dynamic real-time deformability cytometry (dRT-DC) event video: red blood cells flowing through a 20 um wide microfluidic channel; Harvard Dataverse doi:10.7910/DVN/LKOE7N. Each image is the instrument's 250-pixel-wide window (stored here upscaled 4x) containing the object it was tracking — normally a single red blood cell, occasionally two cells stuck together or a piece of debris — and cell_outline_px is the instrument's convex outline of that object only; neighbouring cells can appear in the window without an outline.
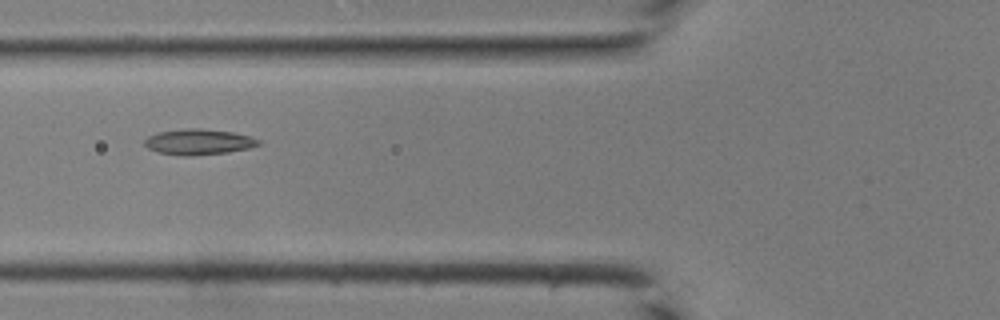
{"species": "common noctule bat (a hibernating species)", "species_latin": "Nyctalus noctula", "temperature_condition": "room temperature", "stored_images_in_passage": 14, "camera_frame_rate_fps": 3000, "um_per_image_px": 0.085, "animal": {"sex": "male", "body_mass_g": 19.0, "forearm_length_mm": 50.8}, "frame": {"image": 1, "passage_image": 6, "time_ms": 1.667, "image_size_px": [1000, 320], "cell_outline_px": [[260, 144], [248, 148], [228, 152], [192, 156], [184, 156], [156, 152], [148, 148], [144, 144], [144, 140], [148, 136], [160, 132], [184, 128], [200, 128], [232, 132], [248, 136], [260, 140]], "centroid_in_image_um": [16.85, 12.06], "position_along_channel_um": 109.0, "area_um2": 16.99}}
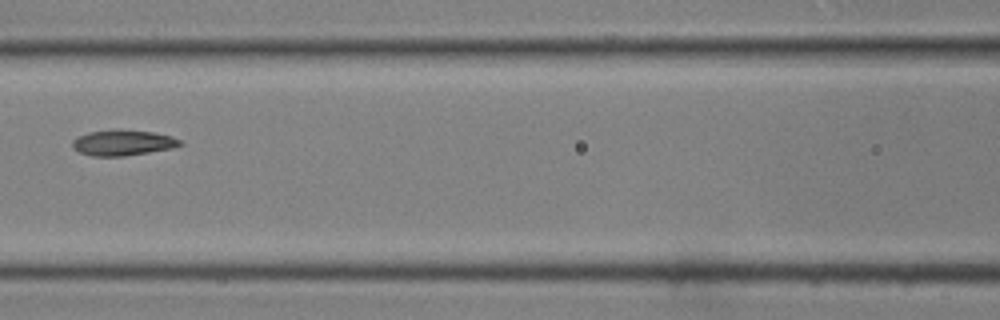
{"frame": {"image": 2, "passage_image": 9, "time_ms": 2.667, "image_size_px": [1000, 320], "cell_outline_px": [[184, 144], [172, 148], [124, 156], [92, 156], [80, 152], [72, 148], [72, 140], [76, 136], [88, 132], [112, 128], [120, 128], [152, 132], [172, 136], [184, 140]], "centroid_in_image_um": [10.44, 12.1], "position_along_channel_um": 156.2, "area_um2": 16.53}}
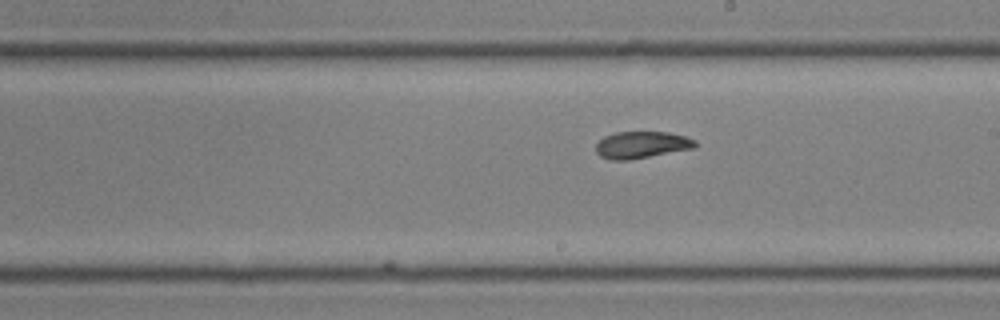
{"frame": {"image": 3, "passage_image": 14, "time_ms": 4.333, "image_size_px": [1000, 320], "cell_outline_px": [[696, 148], [628, 160], [612, 160], [600, 156], [596, 152], [596, 144], [604, 136], [616, 132], [668, 132], [684, 136], [696, 140]], "centroid_in_image_um": [54.54, 12.31], "position_along_channel_um": 234.5, "area_um2": 15.55}}